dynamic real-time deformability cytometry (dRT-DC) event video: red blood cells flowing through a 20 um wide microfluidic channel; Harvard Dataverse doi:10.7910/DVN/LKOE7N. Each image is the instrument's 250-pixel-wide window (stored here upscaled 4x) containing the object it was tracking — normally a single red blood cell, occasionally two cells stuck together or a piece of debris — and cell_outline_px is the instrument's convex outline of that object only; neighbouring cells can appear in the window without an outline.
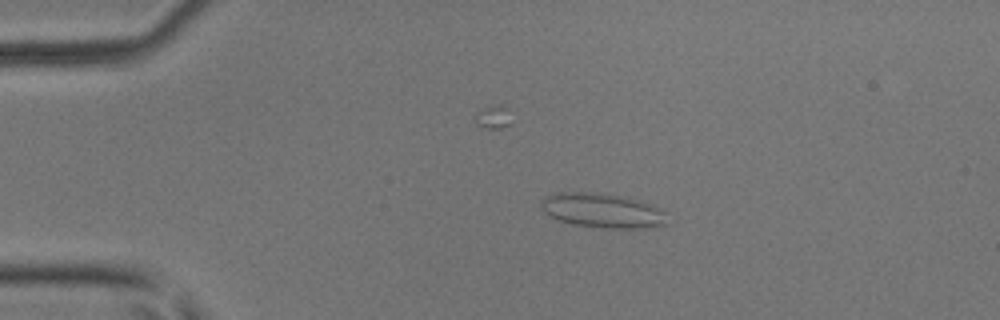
{"species": "common noctule bat (a hibernating species)", "species_latin": "Nyctalus noctula", "temperature_condition": "room temperature", "stored_images_in_passage": 5, "camera_frame_rate_fps": 3000, "um_per_image_px": 0.085, "animal": {"sex": "male", "body_mass_g": 17.9, "forearm_length_mm": 54.2}, "frame": {"image": 1, "passage_image": 4, "time_ms": 1.0, "image_size_px": [1000, 320], "cell_outline_px": [[668, 224], [652, 228], [604, 228], [572, 224], [560, 220], [544, 212], [540, 200], [544, 196], [556, 192], [600, 192], [628, 196], [652, 204], [664, 212]], "centroid_in_image_um": [51.24, 17.88], "position_along_channel_um": 33.8, "area_um2": 25.78}}